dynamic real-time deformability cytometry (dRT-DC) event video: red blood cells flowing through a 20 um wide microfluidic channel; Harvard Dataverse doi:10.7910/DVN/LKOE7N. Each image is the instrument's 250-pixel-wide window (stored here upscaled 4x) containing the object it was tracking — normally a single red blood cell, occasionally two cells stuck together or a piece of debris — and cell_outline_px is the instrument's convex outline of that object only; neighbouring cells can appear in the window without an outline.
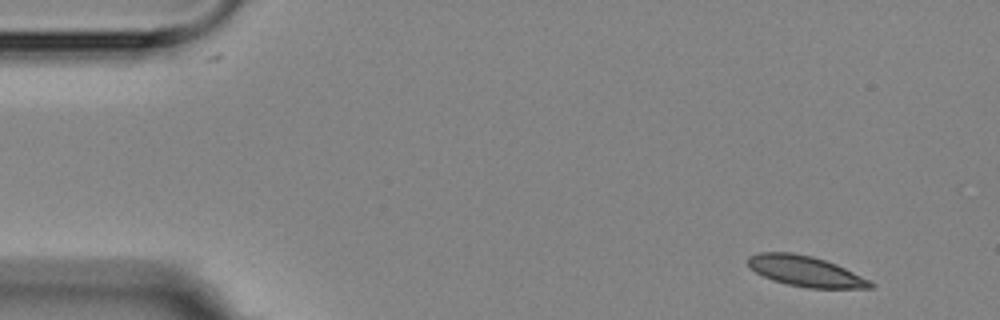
{"species": "Egyptian fruit bat (a non-hibernating species)", "species_latin": "Rousettus aegyptiacus", "temperature_condition": "room temperature", "stored_images_in_passage": 4, "segment_of_instrument_passage": [2, 2], "camera_frame_rate_fps": 3000, "um_per_image_px": 0.085, "animal": {"sex": "female"}, "frame": {"image": 1, "passage_image": 4, "time_ms": 3.667, "image_size_px": [1000, 320], "cell_outline_px": [[876, 284], [872, 288], [808, 288], [788, 284], [772, 280], [756, 272], [748, 264], [748, 256], [760, 252], [792, 252], [812, 256], [836, 264]], "centroid_in_image_um": [68.45, 23.05], "position_along_channel_um": 16.6, "area_um2": 21.5}}